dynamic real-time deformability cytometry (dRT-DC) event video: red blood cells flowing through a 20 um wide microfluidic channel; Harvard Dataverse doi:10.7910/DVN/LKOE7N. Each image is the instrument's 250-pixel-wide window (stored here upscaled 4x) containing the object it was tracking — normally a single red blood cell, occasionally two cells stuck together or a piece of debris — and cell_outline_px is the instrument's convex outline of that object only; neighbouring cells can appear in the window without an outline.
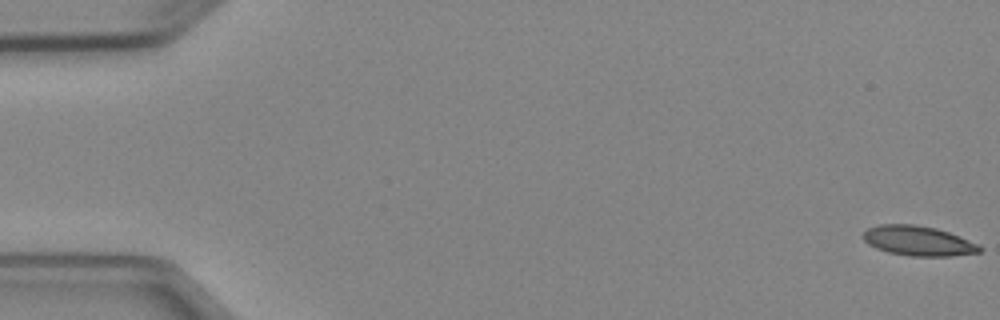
{"species": "Egyptian fruit bat (a non-hibernating species)", "species_latin": "Rousettus aegyptiacus", "temperature_condition": "cold", "stored_images_in_passage": 7, "camera_frame_rate_fps": 3000, "um_per_image_px": 0.085, "animal": {"sex": "female"}, "frame": {"image": 1, "passage_image": 1, "time_ms": 0.0, "image_size_px": [1000, 320], "cell_outline_px": [[984, 248], [980, 252], [952, 256], [912, 256], [888, 252], [876, 248], [868, 244], [864, 240], [864, 232], [868, 228], [880, 224], [912, 224], [936, 228], [948, 232], [980, 244]], "centroid_in_image_um": [78.08, 20.47], "position_along_channel_um": 6.9, "area_um2": 20.23}}
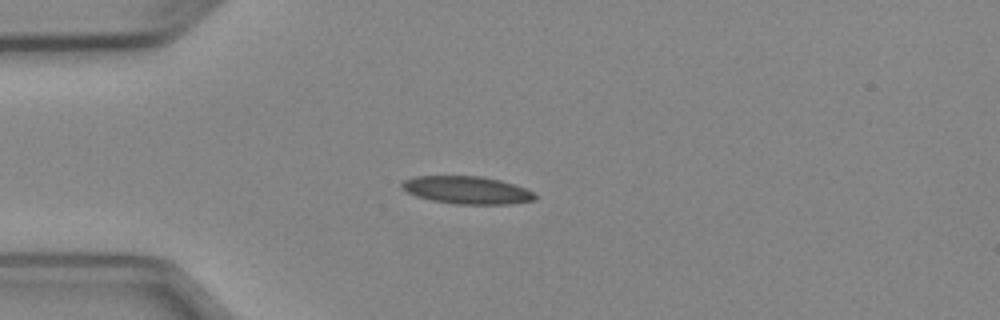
{"frame": {"image": 2, "passage_image": 4, "time_ms": 4.333, "image_size_px": [1000, 320], "cell_outline_px": [[536, 200], [512, 204], [456, 204], [432, 200], [416, 196], [408, 192], [400, 184], [404, 180], [416, 176], [484, 176], [500, 180], [524, 188], [532, 192], [536, 196]], "centroid_in_image_um": [39.7, 16.16], "position_along_channel_um": 45.3, "area_um2": 21.33}}
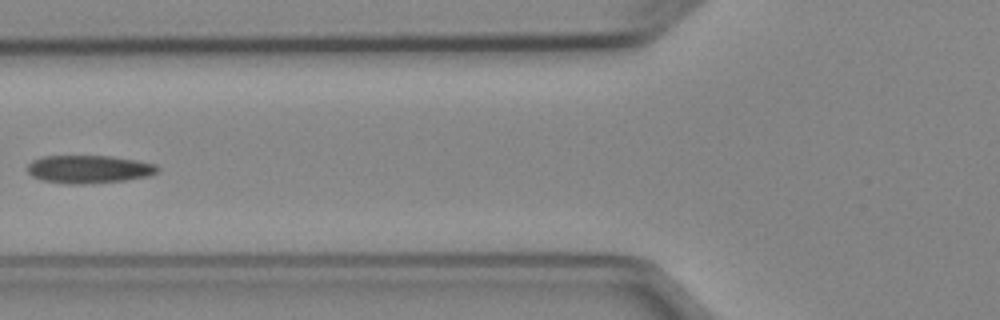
{"frame": {"image": 3, "passage_image": 6, "time_ms": 6.667, "image_size_px": [1000, 320], "cell_outline_px": [[160, 168], [156, 172], [148, 176], [124, 180], [80, 184], [64, 184], [40, 180], [32, 176], [28, 172], [28, 164], [32, 160], [44, 156], [112, 156], [136, 160], [156, 164]], "centroid_in_image_um": [7.53, 14.38], "position_along_channel_um": 118.3, "area_um2": 21.21}}